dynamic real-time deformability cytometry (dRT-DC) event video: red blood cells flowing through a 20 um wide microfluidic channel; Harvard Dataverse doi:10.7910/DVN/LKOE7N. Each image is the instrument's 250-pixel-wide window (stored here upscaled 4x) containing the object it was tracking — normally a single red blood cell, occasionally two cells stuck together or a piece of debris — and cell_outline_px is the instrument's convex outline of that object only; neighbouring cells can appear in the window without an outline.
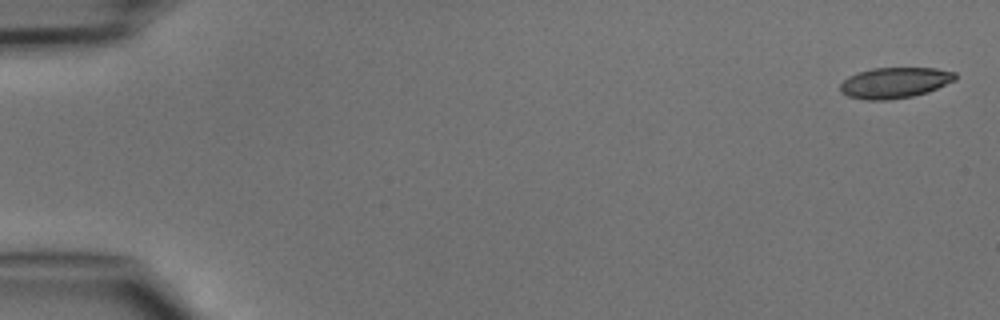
{"species": "common noctule bat (a hibernating species)", "species_latin": "Nyctalus noctula", "temperature_condition": "cold", "stored_images_in_passage": 47, "camera_frame_rate_fps": 3000, "um_per_image_px": 0.085, "animal": {"sex": "male", "body_mass_g": 15.6}, "frame": {"image": 1, "passage_image": 1, "time_ms": 0.0, "image_size_px": [1000, 320], "cell_outline_px": [[956, 80], [928, 92], [912, 96], [888, 100], [864, 100], [848, 96], [840, 92], [840, 84], [848, 76], [872, 68], [936, 68], [956, 72]], "centroid_in_image_um": [76.05, 7.03], "position_along_channel_um": 8.9, "area_um2": 20.69}}
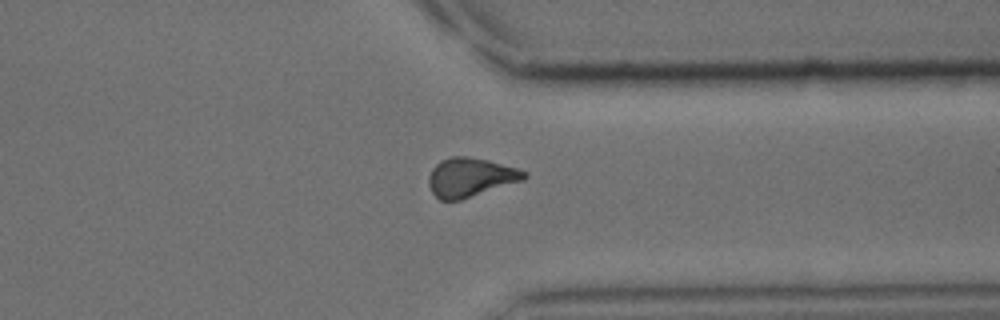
{"frame": {"image": 2, "passage_image": 37, "time_ms": 12.0, "image_size_px": [1000, 320], "cell_outline_px": [[528, 176], [524, 180], [460, 200], [440, 200], [432, 192], [428, 184], [428, 176], [432, 168], [440, 160], [452, 156], [468, 156], [488, 160], [516, 168], [528, 172]], "centroid_in_image_um": [39.98, 15.06], "position_along_channel_um": 371.4, "area_um2": 21.73}}
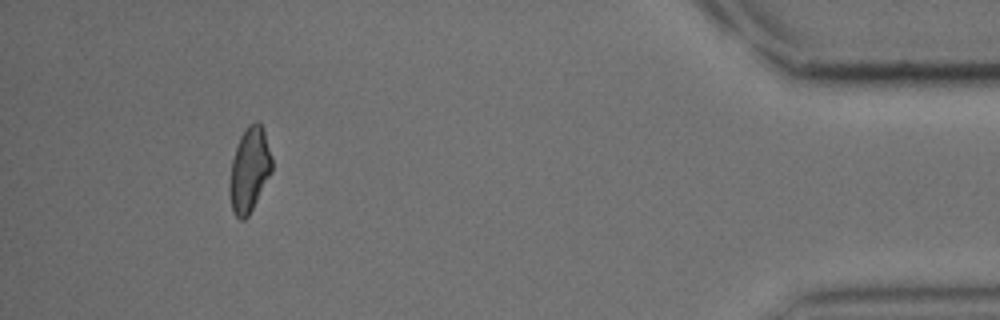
{"frame": {"image": 3, "passage_image": 44, "time_ms": 14.333, "image_size_px": [1000, 320], "cell_outline_px": [[272, 172], [248, 216], [244, 220], [240, 220], [232, 212], [228, 192], [228, 188], [232, 160], [240, 136], [248, 124], [256, 120], [260, 124], [264, 132], [272, 156]], "centroid_in_image_um": [21.18, 14.45], "position_along_channel_um": 414.0, "area_um2": 20.92}}